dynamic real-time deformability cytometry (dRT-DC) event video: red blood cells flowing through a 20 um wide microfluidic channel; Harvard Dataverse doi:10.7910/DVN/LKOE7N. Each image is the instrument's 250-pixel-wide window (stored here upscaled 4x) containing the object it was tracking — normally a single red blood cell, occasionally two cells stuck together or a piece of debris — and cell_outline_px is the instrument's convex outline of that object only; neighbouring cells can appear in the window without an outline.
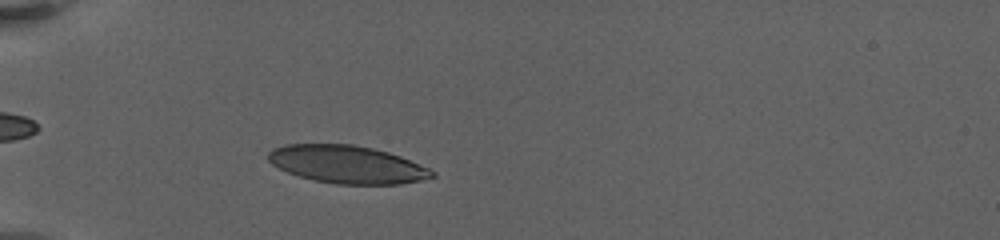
{"species": "human", "species_latin": "Homo sapiens", "temperature_condition": "warm", "stored_images_in_passage": 39, "camera_frame_rate_fps": 3000, "um_per_image_px": 0.085, "donor": {"sex": "female"}, "frame": {"image": 1, "passage_image": 4, "time_ms": 2.333, "image_size_px": [1000, 240], "cell_outline_px": [[436, 176], [420, 180], [400, 184], [336, 184], [316, 180], [300, 176], [288, 172], [272, 164], [268, 160], [268, 152], [272, 148], [284, 144], [352, 144], [372, 148], [388, 152], [400, 156], [428, 168], [436, 172]], "centroid_in_image_um": [29.5, 13.97], "position_along_channel_um": 55.5, "area_um2": 35.89}}
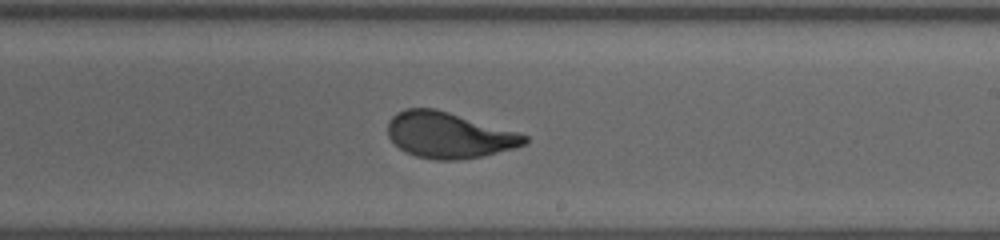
{"frame": {"image": 2, "passage_image": 19, "time_ms": 9.0, "image_size_px": [1000, 240], "cell_outline_px": [[528, 140], [524, 144], [516, 148], [480, 156], [460, 160], [436, 160], [416, 156], [404, 152], [388, 136], [388, 120], [396, 112], [404, 108], [436, 108], [516, 132], [528, 136]], "centroid_in_image_um": [38.11, 11.48], "position_along_channel_um": 250.9, "area_um2": 36.47}}
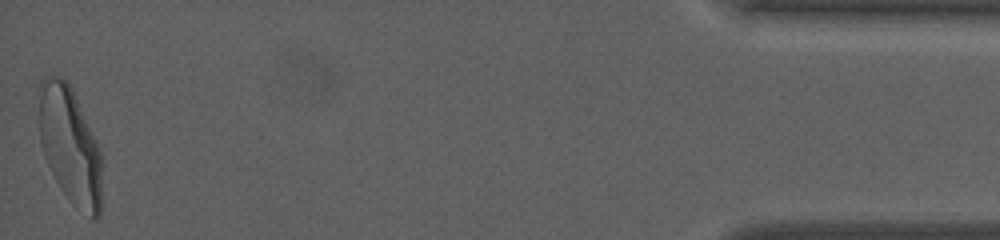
{"frame": {"image": 3, "passage_image": 39, "time_ms": 17.0, "image_size_px": [1000, 240], "cell_outline_px": [[100, 216], [96, 220], [92, 220], [76, 208], [68, 200], [60, 188], [44, 156], [40, 144], [40, 80], [48, 76], [60, 76], [68, 80], [72, 88], [96, 140], [100, 152]], "centroid_in_image_um": [5.94, 12.38], "position_along_channel_um": 429.3, "area_um2": 42.6}, "authors_computed_cell_mechanics": {"area_um2": 36.8764, "velocity_mm_per_s": 3.2122, "shape_relaxation_time_tau1_ms": 4.4428, "shape_relaxation_time_tau2_ms": null, "deformation_change_tau1": 0.1995, "deformation_change_tau2": null}}